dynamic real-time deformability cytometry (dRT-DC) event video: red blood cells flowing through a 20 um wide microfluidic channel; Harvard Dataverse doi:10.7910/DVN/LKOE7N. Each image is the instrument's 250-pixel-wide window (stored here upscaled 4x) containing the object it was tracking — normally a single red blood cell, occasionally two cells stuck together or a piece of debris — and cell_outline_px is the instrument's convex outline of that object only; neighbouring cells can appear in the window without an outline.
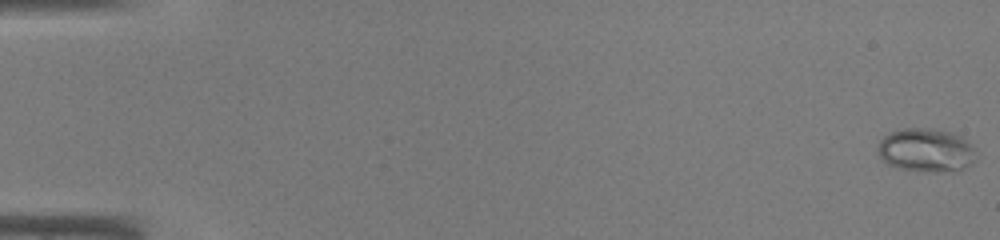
{"species": "common noctule bat (a hibernating species)", "species_latin": "Nyctalus noctula", "temperature_condition": "warm", "stored_images_in_passage": 46, "camera_frame_rate_fps": 3000, "um_per_image_px": 0.085, "animal": {"sex": "male", "body_mass_g": 19.0, "forearm_length_mm": 50.8}, "frame": {"image": 1, "passage_image": 1, "time_ms": 0.0, "image_size_px": [1000, 240], "cell_outline_px": [[976, 160], [972, 164], [960, 172], [900, 168], [888, 164], [880, 156], [876, 148], [876, 144], [884, 136], [892, 132], [904, 128], [932, 128], [952, 132], [960, 136], [972, 144], [976, 156]], "centroid_in_image_um": [78.75, 12.75], "position_along_channel_um": 6.2, "area_um2": 24.97}}
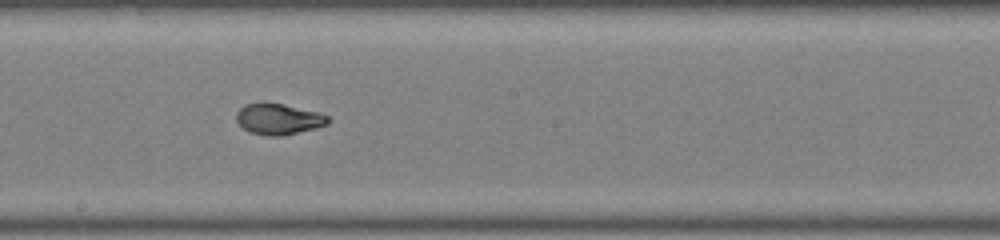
{"frame": {"image": 2, "passage_image": 27, "time_ms": 8.667, "image_size_px": [1000, 240], "cell_outline_px": [[328, 124], [316, 128], [280, 136], [268, 136], [248, 132], [236, 120], [236, 112], [244, 104], [264, 100], [284, 104], [316, 112], [328, 116]], "centroid_in_image_um": [23.61, 10.09], "position_along_channel_um": 224.6, "area_um2": 16.76}}
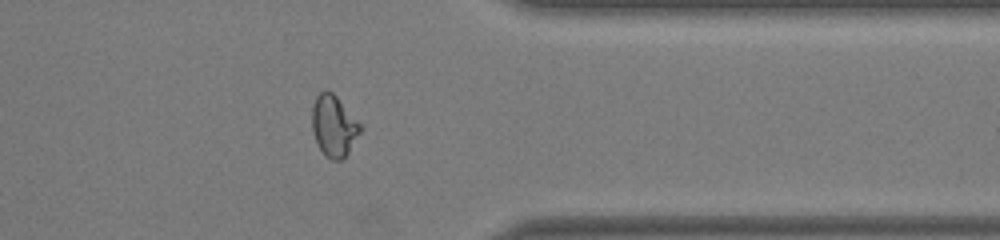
{"frame": {"image": 3, "passage_image": 38, "time_ms": 12.333, "image_size_px": [1000, 240], "cell_outline_px": [[364, 128], [348, 152], [340, 160], [332, 160], [324, 156], [312, 132], [312, 104], [316, 96], [324, 88], [332, 92], [336, 96]], "centroid_in_image_um": [28.36, 10.69], "position_along_channel_um": 383.0, "area_um2": 17.28}}